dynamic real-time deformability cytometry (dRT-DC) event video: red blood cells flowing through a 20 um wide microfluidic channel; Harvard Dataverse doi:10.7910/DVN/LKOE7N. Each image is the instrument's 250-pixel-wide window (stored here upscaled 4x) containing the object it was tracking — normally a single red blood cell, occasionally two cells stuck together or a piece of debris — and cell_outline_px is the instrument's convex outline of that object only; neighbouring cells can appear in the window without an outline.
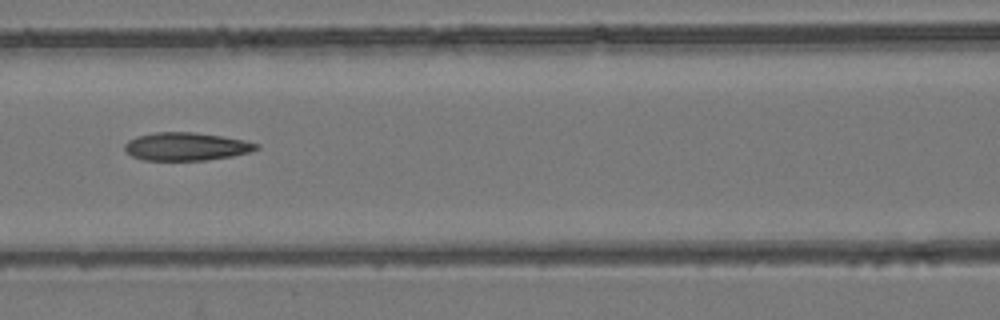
{"species": "common noctule bat (a hibernating species)", "species_latin": "Nyctalus noctula", "temperature_condition": "room temperature", "stored_images_in_passage": 9, "camera_frame_rate_fps": 3000, "um_per_image_px": 0.085, "animal": {"sex": "female", "body_mass_g": 24.6, "forearm_length_mm": 56.2}, "frame": {"image": 1, "passage_image": 6, "time_ms": 1.667, "image_size_px": [1000, 320], "cell_outline_px": [[260, 148], [252, 152], [232, 156], [204, 160], [144, 160], [132, 156], [124, 148], [124, 144], [128, 140], [136, 136], [156, 132], [196, 132], [244, 140], [260, 144]], "centroid_in_image_um": [15.85, 12.45], "position_along_channel_um": 150.8, "area_um2": 21.56}}
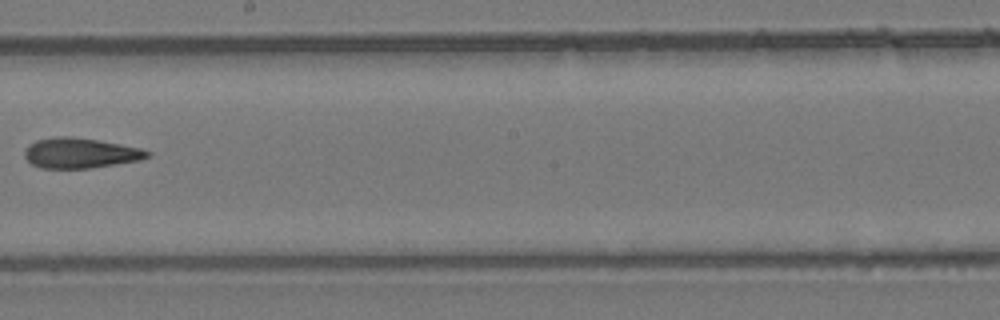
{"frame": {"image": 2, "passage_image": 8, "time_ms": 2.333, "image_size_px": [1000, 320], "cell_outline_px": [[152, 152], [148, 156], [140, 160], [88, 168], [40, 168], [32, 164], [24, 156], [24, 152], [28, 144], [36, 140], [52, 136], [72, 136], [100, 140], [140, 148]], "centroid_in_image_um": [6.79, 12.99], "position_along_channel_um": 241.4, "area_um2": 21.68}}
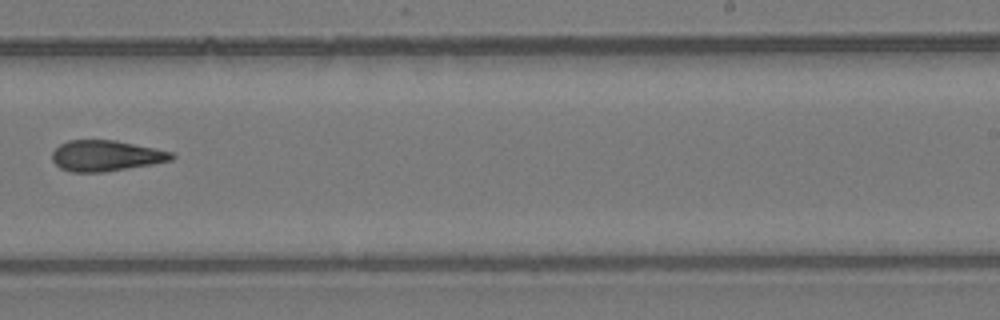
{"frame": {"image": 3, "passage_image": 9, "time_ms": 2.667, "image_size_px": [1000, 320], "cell_outline_px": [[176, 156], [172, 160], [152, 164], [104, 172], [72, 172], [60, 168], [52, 160], [52, 152], [60, 144], [68, 140], [116, 140], [156, 148], [172, 152]], "centroid_in_image_um": [9.01, 13.23], "position_along_channel_um": 280.0, "area_um2": 21.5}}